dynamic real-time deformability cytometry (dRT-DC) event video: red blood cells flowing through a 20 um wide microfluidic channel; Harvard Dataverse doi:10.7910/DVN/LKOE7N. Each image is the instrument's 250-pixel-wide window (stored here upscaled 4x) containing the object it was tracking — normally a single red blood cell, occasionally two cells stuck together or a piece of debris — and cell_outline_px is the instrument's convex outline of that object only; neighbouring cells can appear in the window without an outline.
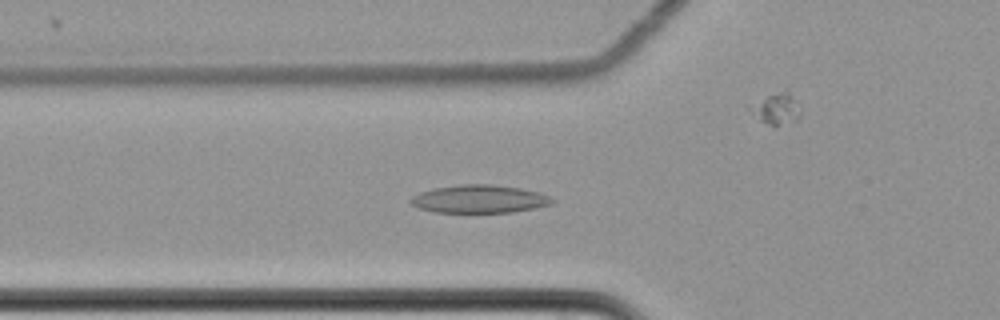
{"species": "common noctule bat (a hibernating species)", "species_latin": "Nyctalus noctula", "temperature_condition": "cold", "stored_images_in_passage": 64, "camera_frame_rate_fps": 3000, "um_per_image_px": 0.085, "animal": {"sex": "female", "body_mass_g": 22.7, "forearm_length_mm": 54.2}, "frame": {"image": 1, "passage_image": 25, "time_ms": 8.0, "image_size_px": [1000, 320], "cell_outline_px": [[556, 200], [552, 204], [512, 212], [436, 212], [420, 208], [412, 204], [408, 200], [412, 196], [420, 192], [432, 188], [460, 184], [492, 184], [520, 188], [540, 192]], "centroid_in_image_um": [40.74, 16.9], "position_along_channel_um": 85.1, "area_um2": 23.06}}
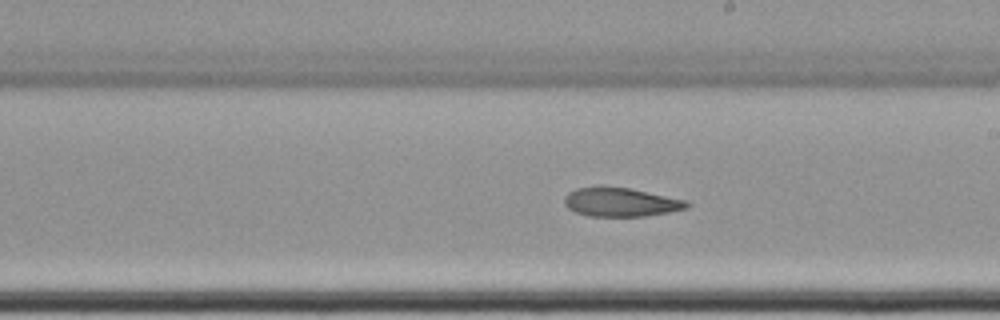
{"frame": {"image": 2, "passage_image": 38, "time_ms": 12.333, "image_size_px": [1000, 320], "cell_outline_px": [[692, 204], [688, 208], [668, 212], [644, 216], [588, 216], [576, 212], [568, 208], [564, 204], [564, 196], [568, 192], [576, 188], [596, 184], [600, 184], [632, 188], [688, 200]], "centroid_in_image_um": [52.75, 17.14], "position_along_channel_um": 236.3, "area_um2": 21.33}}
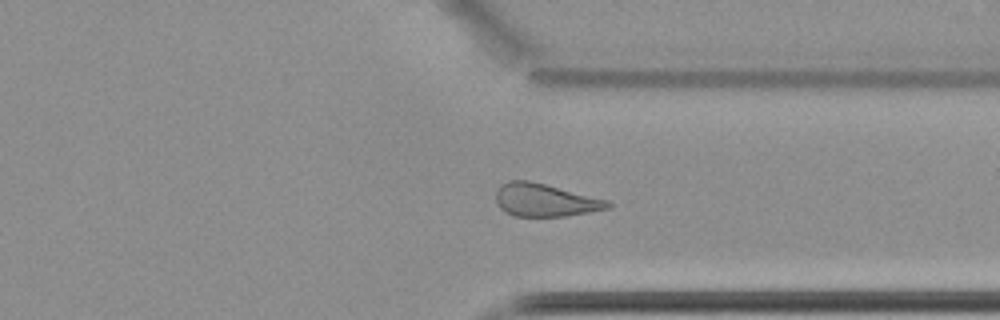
{"frame": {"image": 3, "passage_image": 49, "time_ms": 16.0, "image_size_px": [1000, 320], "cell_outline_px": [[612, 204], [608, 208], [568, 216], [516, 216], [504, 212], [500, 208], [496, 200], [496, 192], [500, 184], [508, 180], [528, 180], [608, 200]], "centroid_in_image_um": [46.29, 17.01], "position_along_channel_um": 365.1, "area_um2": 21.27}, "authors_computed_cell_mechanics": {"area_um2": 23.2356, "velocity_mm_per_s": 3.4939, "shape_relaxation_time_tau1_ms": null, "shape_relaxation_time_tau2_ms": 9.1062, "deformation_change_tau1": null, "deformation_change_tau2": 0.1779}}